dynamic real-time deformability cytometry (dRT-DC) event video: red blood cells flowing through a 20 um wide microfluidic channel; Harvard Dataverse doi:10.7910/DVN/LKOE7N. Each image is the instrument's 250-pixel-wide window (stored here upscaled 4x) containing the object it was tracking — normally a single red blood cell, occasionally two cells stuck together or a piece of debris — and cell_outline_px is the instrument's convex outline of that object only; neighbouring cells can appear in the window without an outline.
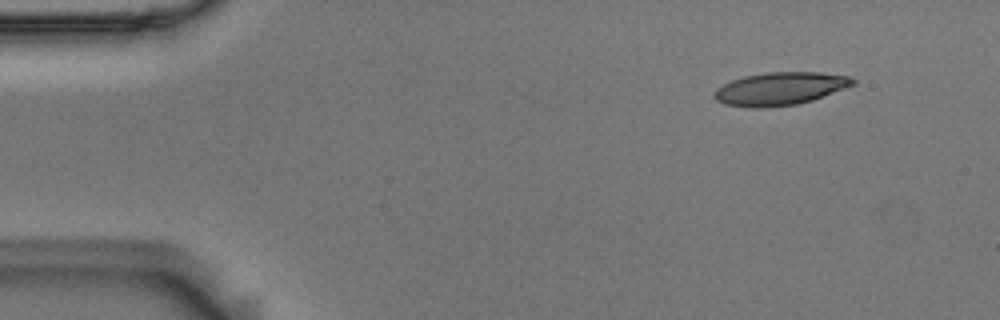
{"species": "Egyptian fruit bat (a non-hibernating species)", "species_latin": "Rousettus aegyptiacus", "temperature_condition": "room temperature", "stored_images_in_passage": 2, "camera_frame_rate_fps": 3000, "um_per_image_px": 0.085, "animal": {"sex": "male"}, "frame": {"image": 1, "passage_image": 2, "time_ms": 0.333, "image_size_px": [1000, 320], "cell_outline_px": [[856, 84], [812, 100], [796, 104], [760, 108], [756, 108], [724, 104], [716, 100], [712, 96], [712, 92], [716, 88], [732, 80], [744, 76], [764, 72], [820, 72], [848, 76], [856, 80]], "centroid_in_image_um": [66.28, 7.53], "position_along_channel_um": 18.7, "area_um2": 26.59}}